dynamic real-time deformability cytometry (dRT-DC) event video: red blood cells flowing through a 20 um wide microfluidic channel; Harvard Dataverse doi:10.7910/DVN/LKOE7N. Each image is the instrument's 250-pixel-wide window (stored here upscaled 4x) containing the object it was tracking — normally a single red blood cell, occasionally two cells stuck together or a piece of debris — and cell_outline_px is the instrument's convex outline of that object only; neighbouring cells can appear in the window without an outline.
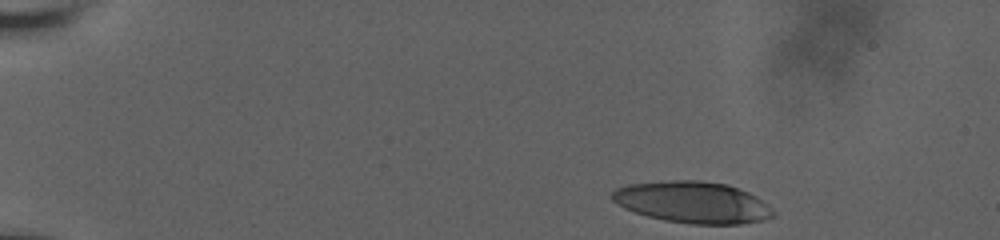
{"species": "human", "species_latin": "Homo sapiens", "temperature_condition": "room temperature", "stored_images_in_passage": 45, "camera_frame_rate_fps": 3000, "um_per_image_px": 0.085, "donor": {"sex": "male"}, "frame": {"image": 1, "passage_image": 1, "time_ms": 0.0, "image_size_px": [1000, 240], "cell_outline_px": [[776, 212], [772, 216], [764, 220], [740, 224], [692, 224], [664, 220], [648, 216], [624, 208], [616, 204], [612, 200], [612, 192], [616, 188], [628, 184], [668, 180], [700, 180], [728, 184], [748, 192], [756, 196]], "centroid_in_image_um": [58.87, 17.19], "position_along_channel_um": 26.1, "area_um2": 39.07}}
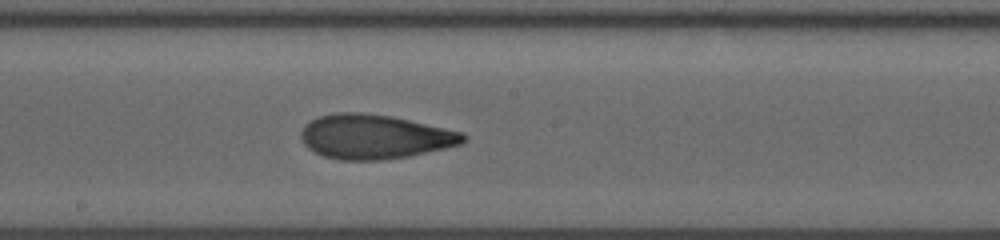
{"frame": {"image": 2, "passage_image": 26, "time_ms": 8.333, "image_size_px": [1000, 240], "cell_outline_px": [[468, 136], [460, 144], [444, 148], [408, 156], [380, 160], [340, 160], [324, 156], [308, 148], [304, 144], [300, 136], [300, 132], [304, 124], [320, 116], [336, 112], [360, 112], [392, 116], [464, 132]], "centroid_in_image_um": [31.82, 11.61], "position_along_channel_um": 216.4, "area_um2": 41.91}}
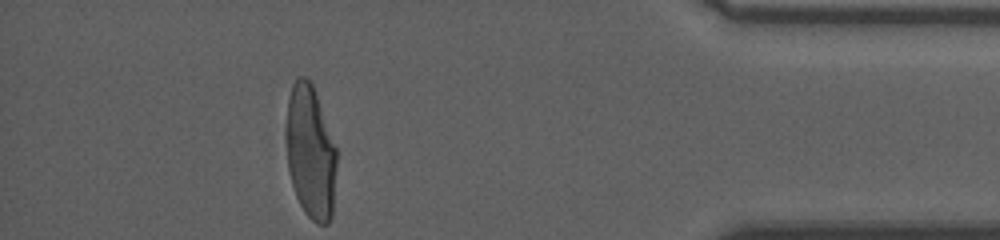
{"frame": {"image": 3, "passage_image": 45, "time_ms": 14.667, "image_size_px": [1000, 240], "cell_outline_px": [[340, 152], [332, 216], [328, 224], [316, 224], [304, 212], [296, 196], [292, 184], [288, 168], [288, 96], [292, 84], [296, 76], [304, 76], [312, 84]], "centroid_in_image_um": [26.47, 12.97], "position_along_channel_um": 408.7, "area_um2": 39.88}, "authors_computed_cell_mechanics": {"area_um2": 40.749, "velocity_mm_per_s": 3.6677, "shape_relaxation_time_tau1_ms": 9.0636, "shape_relaxation_time_tau2_ms": 3.6738, "deformation_change_tau1": 0.2804, "deformation_change_tau2": 0.0426}}